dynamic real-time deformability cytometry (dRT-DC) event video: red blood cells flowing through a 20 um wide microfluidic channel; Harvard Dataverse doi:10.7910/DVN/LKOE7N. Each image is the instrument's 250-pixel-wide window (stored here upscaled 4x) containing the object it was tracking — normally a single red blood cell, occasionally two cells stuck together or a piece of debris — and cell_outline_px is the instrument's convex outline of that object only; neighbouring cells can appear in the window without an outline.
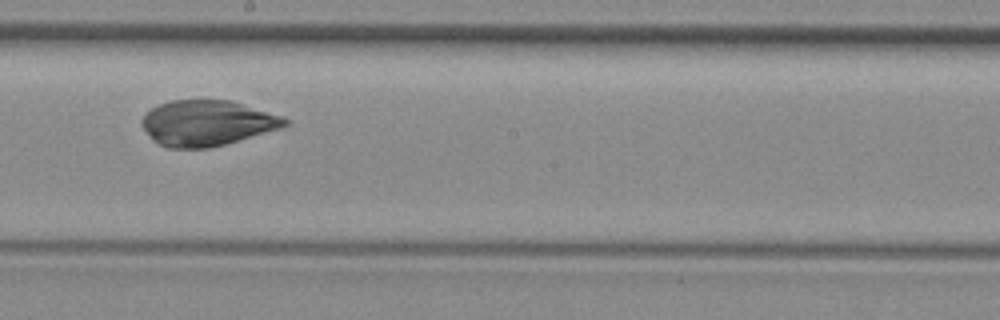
{"species": "common noctule bat (a hibernating species)", "species_latin": "Nyctalus noctula", "temperature_condition": "room temperature", "stored_images_in_passage": 34, "camera_frame_rate_fps": 3000, "um_per_image_px": 0.085, "animal": {"sex": "female", "body_mass_g": 29.2, "forearm_length_mm": 56.3}, "frame": {"image": 1, "passage_image": 15, "time_ms": 4.667, "image_size_px": [1000, 320], "cell_outline_px": [[288, 124], [280, 128], [224, 144], [208, 148], [168, 148], [152, 140], [140, 124], [140, 120], [152, 108], [160, 104], [172, 100], [228, 100], [284, 116], [288, 120]], "centroid_in_image_um": [17.57, 10.46], "position_along_channel_um": 230.6, "area_um2": 37.63}}
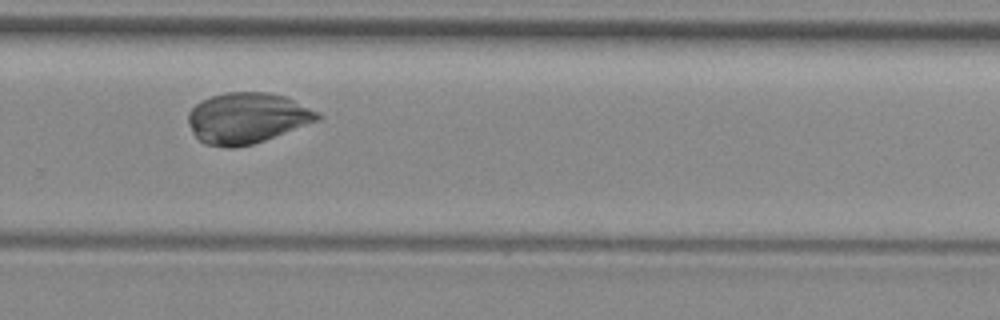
{"frame": {"image": 2, "passage_image": 21, "time_ms": 6.667, "image_size_px": [1000, 320], "cell_outline_px": [[324, 116], [320, 120], [264, 140], [252, 144], [232, 148], [228, 148], [204, 144], [192, 132], [188, 120], [188, 112], [200, 100], [224, 92], [268, 92], [284, 96], [320, 112]], "centroid_in_image_um": [21.0, 10.03], "position_along_channel_um": 308.8, "area_um2": 38.32}}
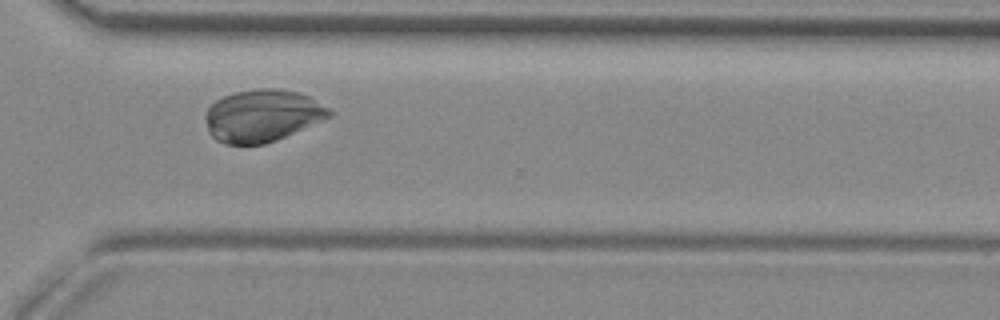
{"frame": {"image": 3, "passage_image": 24, "time_ms": 7.667, "image_size_px": [1000, 320], "cell_outline_px": [[332, 116], [276, 140], [264, 144], [224, 144], [216, 140], [208, 132], [204, 116], [208, 108], [216, 100], [232, 92], [256, 88], [276, 88], [300, 92], [308, 96], [328, 108], [332, 112]], "centroid_in_image_um": [22.26, 9.82], "position_along_channel_um": 348.3, "area_um2": 37.74}}